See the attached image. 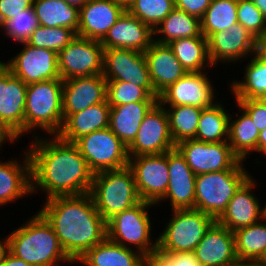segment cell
<instances>
[{
  "instance_id": "6da1fadb",
  "label": "cell",
  "mask_w": 266,
  "mask_h": 266,
  "mask_svg": "<svg viewBox=\"0 0 266 266\" xmlns=\"http://www.w3.org/2000/svg\"><path fill=\"white\" fill-rule=\"evenodd\" d=\"M52 138L48 141L35 136L31 149H28L31 192H36V188L40 187L47 193V199L89 193L94 173L77 145L62 140L58 135H53Z\"/></svg>"
},
{
  "instance_id": "7a4b0ae2",
  "label": "cell",
  "mask_w": 266,
  "mask_h": 266,
  "mask_svg": "<svg viewBox=\"0 0 266 266\" xmlns=\"http://www.w3.org/2000/svg\"><path fill=\"white\" fill-rule=\"evenodd\" d=\"M45 202L39 213L52 226L73 262L107 238L106 221L95 208L90 193L55 196Z\"/></svg>"
},
{
  "instance_id": "3957f363",
  "label": "cell",
  "mask_w": 266,
  "mask_h": 266,
  "mask_svg": "<svg viewBox=\"0 0 266 266\" xmlns=\"http://www.w3.org/2000/svg\"><path fill=\"white\" fill-rule=\"evenodd\" d=\"M7 239L9 252L32 266H60V261L73 263L52 226L39 212L11 232Z\"/></svg>"
},
{
  "instance_id": "277c9868",
  "label": "cell",
  "mask_w": 266,
  "mask_h": 266,
  "mask_svg": "<svg viewBox=\"0 0 266 266\" xmlns=\"http://www.w3.org/2000/svg\"><path fill=\"white\" fill-rule=\"evenodd\" d=\"M62 102V79L27 84L24 133L39 127L52 136L57 135L64 122Z\"/></svg>"
},
{
  "instance_id": "5b68a950",
  "label": "cell",
  "mask_w": 266,
  "mask_h": 266,
  "mask_svg": "<svg viewBox=\"0 0 266 266\" xmlns=\"http://www.w3.org/2000/svg\"><path fill=\"white\" fill-rule=\"evenodd\" d=\"M89 193L95 208L106 222L141 201L129 166L95 173Z\"/></svg>"
},
{
  "instance_id": "8992f818",
  "label": "cell",
  "mask_w": 266,
  "mask_h": 266,
  "mask_svg": "<svg viewBox=\"0 0 266 266\" xmlns=\"http://www.w3.org/2000/svg\"><path fill=\"white\" fill-rule=\"evenodd\" d=\"M173 217L157 238V250L162 253L194 252L206 231L216 221L196 209H174Z\"/></svg>"
},
{
  "instance_id": "52a82bcc",
  "label": "cell",
  "mask_w": 266,
  "mask_h": 266,
  "mask_svg": "<svg viewBox=\"0 0 266 266\" xmlns=\"http://www.w3.org/2000/svg\"><path fill=\"white\" fill-rule=\"evenodd\" d=\"M249 177L246 170H223L196 175L195 209L217 220Z\"/></svg>"
},
{
  "instance_id": "ba28073f",
  "label": "cell",
  "mask_w": 266,
  "mask_h": 266,
  "mask_svg": "<svg viewBox=\"0 0 266 266\" xmlns=\"http://www.w3.org/2000/svg\"><path fill=\"white\" fill-rule=\"evenodd\" d=\"M154 204L140 201L106 222L107 239L113 243L131 248L134 245L139 253L148 256L157 250V239L151 242V222L147 209ZM152 243V244H151Z\"/></svg>"
},
{
  "instance_id": "9c48e42d",
  "label": "cell",
  "mask_w": 266,
  "mask_h": 266,
  "mask_svg": "<svg viewBox=\"0 0 266 266\" xmlns=\"http://www.w3.org/2000/svg\"><path fill=\"white\" fill-rule=\"evenodd\" d=\"M75 144L94 174L129 165L127 146L109 127L89 133Z\"/></svg>"
},
{
  "instance_id": "30bf717a",
  "label": "cell",
  "mask_w": 266,
  "mask_h": 266,
  "mask_svg": "<svg viewBox=\"0 0 266 266\" xmlns=\"http://www.w3.org/2000/svg\"><path fill=\"white\" fill-rule=\"evenodd\" d=\"M176 148L196 175L223 170H245L243 161L232 152L228 141L206 143L188 139L179 142Z\"/></svg>"
},
{
  "instance_id": "8fae6325",
  "label": "cell",
  "mask_w": 266,
  "mask_h": 266,
  "mask_svg": "<svg viewBox=\"0 0 266 266\" xmlns=\"http://www.w3.org/2000/svg\"><path fill=\"white\" fill-rule=\"evenodd\" d=\"M102 75L106 81L129 82L144 87L152 96H159L154 91L143 52L132 49H104Z\"/></svg>"
},
{
  "instance_id": "7c38bea8",
  "label": "cell",
  "mask_w": 266,
  "mask_h": 266,
  "mask_svg": "<svg viewBox=\"0 0 266 266\" xmlns=\"http://www.w3.org/2000/svg\"><path fill=\"white\" fill-rule=\"evenodd\" d=\"M103 51L100 41L76 36L58 53L61 79L102 74Z\"/></svg>"
},
{
  "instance_id": "4fadbf2b",
  "label": "cell",
  "mask_w": 266,
  "mask_h": 266,
  "mask_svg": "<svg viewBox=\"0 0 266 266\" xmlns=\"http://www.w3.org/2000/svg\"><path fill=\"white\" fill-rule=\"evenodd\" d=\"M175 147L165 106L157 102L145 115L135 139L127 147L128 156L162 154Z\"/></svg>"
},
{
  "instance_id": "5bb4252c",
  "label": "cell",
  "mask_w": 266,
  "mask_h": 266,
  "mask_svg": "<svg viewBox=\"0 0 266 266\" xmlns=\"http://www.w3.org/2000/svg\"><path fill=\"white\" fill-rule=\"evenodd\" d=\"M128 166L133 171L141 201L154 205L162 201L169 183L167 152L129 157Z\"/></svg>"
},
{
  "instance_id": "9a60e30c",
  "label": "cell",
  "mask_w": 266,
  "mask_h": 266,
  "mask_svg": "<svg viewBox=\"0 0 266 266\" xmlns=\"http://www.w3.org/2000/svg\"><path fill=\"white\" fill-rule=\"evenodd\" d=\"M24 48L7 61L8 70L25 84L61 79L58 69V54L52 50L21 43Z\"/></svg>"
},
{
  "instance_id": "2e32d148",
  "label": "cell",
  "mask_w": 266,
  "mask_h": 266,
  "mask_svg": "<svg viewBox=\"0 0 266 266\" xmlns=\"http://www.w3.org/2000/svg\"><path fill=\"white\" fill-rule=\"evenodd\" d=\"M212 86L206 72H189L163 90L158 102L168 107L190 105L204 109L215 103Z\"/></svg>"
},
{
  "instance_id": "e0dca14e",
  "label": "cell",
  "mask_w": 266,
  "mask_h": 266,
  "mask_svg": "<svg viewBox=\"0 0 266 266\" xmlns=\"http://www.w3.org/2000/svg\"><path fill=\"white\" fill-rule=\"evenodd\" d=\"M107 81L102 74L63 81L62 112L64 121L87 107L106 101Z\"/></svg>"
},
{
  "instance_id": "ac0fdd59",
  "label": "cell",
  "mask_w": 266,
  "mask_h": 266,
  "mask_svg": "<svg viewBox=\"0 0 266 266\" xmlns=\"http://www.w3.org/2000/svg\"><path fill=\"white\" fill-rule=\"evenodd\" d=\"M255 39L240 23L231 25L225 31L213 33L208 38V54L212 66L218 61L235 62L242 57L254 55Z\"/></svg>"
},
{
  "instance_id": "d6986e66",
  "label": "cell",
  "mask_w": 266,
  "mask_h": 266,
  "mask_svg": "<svg viewBox=\"0 0 266 266\" xmlns=\"http://www.w3.org/2000/svg\"><path fill=\"white\" fill-rule=\"evenodd\" d=\"M169 183L162 199H170L172 210L195 209L196 174L175 147L167 151Z\"/></svg>"
},
{
  "instance_id": "ffe728a7",
  "label": "cell",
  "mask_w": 266,
  "mask_h": 266,
  "mask_svg": "<svg viewBox=\"0 0 266 266\" xmlns=\"http://www.w3.org/2000/svg\"><path fill=\"white\" fill-rule=\"evenodd\" d=\"M253 177H249L229 201L227 209L216 220L230 231L252 225L266 217V206L263 208L251 191L255 186ZM262 208V209H261Z\"/></svg>"
},
{
  "instance_id": "44dd1931",
  "label": "cell",
  "mask_w": 266,
  "mask_h": 266,
  "mask_svg": "<svg viewBox=\"0 0 266 266\" xmlns=\"http://www.w3.org/2000/svg\"><path fill=\"white\" fill-rule=\"evenodd\" d=\"M125 10L118 0H89L79 10L77 36L101 41Z\"/></svg>"
},
{
  "instance_id": "7402d4cb",
  "label": "cell",
  "mask_w": 266,
  "mask_h": 266,
  "mask_svg": "<svg viewBox=\"0 0 266 266\" xmlns=\"http://www.w3.org/2000/svg\"><path fill=\"white\" fill-rule=\"evenodd\" d=\"M154 31L127 10L100 41L104 49H132L145 52L154 41Z\"/></svg>"
},
{
  "instance_id": "603a6c76",
  "label": "cell",
  "mask_w": 266,
  "mask_h": 266,
  "mask_svg": "<svg viewBox=\"0 0 266 266\" xmlns=\"http://www.w3.org/2000/svg\"><path fill=\"white\" fill-rule=\"evenodd\" d=\"M202 266H231L238 261L234 232L215 221L194 250Z\"/></svg>"
},
{
  "instance_id": "cb8c5ba5",
  "label": "cell",
  "mask_w": 266,
  "mask_h": 266,
  "mask_svg": "<svg viewBox=\"0 0 266 266\" xmlns=\"http://www.w3.org/2000/svg\"><path fill=\"white\" fill-rule=\"evenodd\" d=\"M27 84L8 69L0 77V119L20 138L24 134Z\"/></svg>"
},
{
  "instance_id": "d4e9b609",
  "label": "cell",
  "mask_w": 266,
  "mask_h": 266,
  "mask_svg": "<svg viewBox=\"0 0 266 266\" xmlns=\"http://www.w3.org/2000/svg\"><path fill=\"white\" fill-rule=\"evenodd\" d=\"M143 53L154 91L158 95L187 73L168 44L153 41Z\"/></svg>"
},
{
  "instance_id": "484cf974",
  "label": "cell",
  "mask_w": 266,
  "mask_h": 266,
  "mask_svg": "<svg viewBox=\"0 0 266 266\" xmlns=\"http://www.w3.org/2000/svg\"><path fill=\"white\" fill-rule=\"evenodd\" d=\"M110 108L106 100L71 114L57 135L64 141L75 143L89 133L109 127Z\"/></svg>"
},
{
  "instance_id": "4316f807",
  "label": "cell",
  "mask_w": 266,
  "mask_h": 266,
  "mask_svg": "<svg viewBox=\"0 0 266 266\" xmlns=\"http://www.w3.org/2000/svg\"><path fill=\"white\" fill-rule=\"evenodd\" d=\"M23 164L12 159L0 162V206L31 192V162L28 152Z\"/></svg>"
},
{
  "instance_id": "83f0119b",
  "label": "cell",
  "mask_w": 266,
  "mask_h": 266,
  "mask_svg": "<svg viewBox=\"0 0 266 266\" xmlns=\"http://www.w3.org/2000/svg\"><path fill=\"white\" fill-rule=\"evenodd\" d=\"M158 101L133 102L110 108L109 128L128 147L145 115Z\"/></svg>"
},
{
  "instance_id": "f1b7e54d",
  "label": "cell",
  "mask_w": 266,
  "mask_h": 266,
  "mask_svg": "<svg viewBox=\"0 0 266 266\" xmlns=\"http://www.w3.org/2000/svg\"><path fill=\"white\" fill-rule=\"evenodd\" d=\"M86 266H145V256L107 238L89 249L79 260Z\"/></svg>"
},
{
  "instance_id": "f546056e",
  "label": "cell",
  "mask_w": 266,
  "mask_h": 266,
  "mask_svg": "<svg viewBox=\"0 0 266 266\" xmlns=\"http://www.w3.org/2000/svg\"><path fill=\"white\" fill-rule=\"evenodd\" d=\"M35 15L40 26L67 27L76 34L79 26V9L64 0H33Z\"/></svg>"
},
{
  "instance_id": "4dcf8cb0",
  "label": "cell",
  "mask_w": 266,
  "mask_h": 266,
  "mask_svg": "<svg viewBox=\"0 0 266 266\" xmlns=\"http://www.w3.org/2000/svg\"><path fill=\"white\" fill-rule=\"evenodd\" d=\"M157 27L154 35L161 33L162 37L154 41L161 44H168L180 38L204 37L201 31V19L177 8H174Z\"/></svg>"
},
{
  "instance_id": "1f68e13d",
  "label": "cell",
  "mask_w": 266,
  "mask_h": 266,
  "mask_svg": "<svg viewBox=\"0 0 266 266\" xmlns=\"http://www.w3.org/2000/svg\"><path fill=\"white\" fill-rule=\"evenodd\" d=\"M266 221V217L264 218ZM238 261H262L266 256V223L257 222L234 231Z\"/></svg>"
},
{
  "instance_id": "d6a6232c",
  "label": "cell",
  "mask_w": 266,
  "mask_h": 266,
  "mask_svg": "<svg viewBox=\"0 0 266 266\" xmlns=\"http://www.w3.org/2000/svg\"><path fill=\"white\" fill-rule=\"evenodd\" d=\"M168 45L187 73L202 72L208 64L212 67L208 54V39L205 37L180 38L169 42Z\"/></svg>"
},
{
  "instance_id": "836d02e7",
  "label": "cell",
  "mask_w": 266,
  "mask_h": 266,
  "mask_svg": "<svg viewBox=\"0 0 266 266\" xmlns=\"http://www.w3.org/2000/svg\"><path fill=\"white\" fill-rule=\"evenodd\" d=\"M243 111V112H241ZM240 115L236 120H231L229 116L228 143L232 152L240 159L246 160V156L250 151H258L259 130L252 122L250 116L240 110Z\"/></svg>"
},
{
  "instance_id": "e575fe53",
  "label": "cell",
  "mask_w": 266,
  "mask_h": 266,
  "mask_svg": "<svg viewBox=\"0 0 266 266\" xmlns=\"http://www.w3.org/2000/svg\"><path fill=\"white\" fill-rule=\"evenodd\" d=\"M202 109L195 140L206 143L228 141L229 114L220 103Z\"/></svg>"
},
{
  "instance_id": "d590c367",
  "label": "cell",
  "mask_w": 266,
  "mask_h": 266,
  "mask_svg": "<svg viewBox=\"0 0 266 266\" xmlns=\"http://www.w3.org/2000/svg\"><path fill=\"white\" fill-rule=\"evenodd\" d=\"M168 108L165 107V110L168 115L170 134L175 145L184 140L195 139L202 108L190 105Z\"/></svg>"
},
{
  "instance_id": "8d00e7d4",
  "label": "cell",
  "mask_w": 266,
  "mask_h": 266,
  "mask_svg": "<svg viewBox=\"0 0 266 266\" xmlns=\"http://www.w3.org/2000/svg\"><path fill=\"white\" fill-rule=\"evenodd\" d=\"M238 0H211L201 18L202 35L208 39L213 33L227 30L237 20Z\"/></svg>"
},
{
  "instance_id": "74e56055",
  "label": "cell",
  "mask_w": 266,
  "mask_h": 266,
  "mask_svg": "<svg viewBox=\"0 0 266 266\" xmlns=\"http://www.w3.org/2000/svg\"><path fill=\"white\" fill-rule=\"evenodd\" d=\"M245 70L243 81L232 82L231 88L235 99L266 98V64L254 55Z\"/></svg>"
},
{
  "instance_id": "f35d334b",
  "label": "cell",
  "mask_w": 266,
  "mask_h": 266,
  "mask_svg": "<svg viewBox=\"0 0 266 266\" xmlns=\"http://www.w3.org/2000/svg\"><path fill=\"white\" fill-rule=\"evenodd\" d=\"M174 8V0H134L126 10L154 31Z\"/></svg>"
},
{
  "instance_id": "ab89813d",
  "label": "cell",
  "mask_w": 266,
  "mask_h": 266,
  "mask_svg": "<svg viewBox=\"0 0 266 266\" xmlns=\"http://www.w3.org/2000/svg\"><path fill=\"white\" fill-rule=\"evenodd\" d=\"M77 34L67 27L38 26L26 43L32 47L49 49L57 54L64 49Z\"/></svg>"
},
{
  "instance_id": "60d3db41",
  "label": "cell",
  "mask_w": 266,
  "mask_h": 266,
  "mask_svg": "<svg viewBox=\"0 0 266 266\" xmlns=\"http://www.w3.org/2000/svg\"><path fill=\"white\" fill-rule=\"evenodd\" d=\"M144 87L124 81H107L106 100L110 107L133 102L158 101Z\"/></svg>"
},
{
  "instance_id": "b9f144b4",
  "label": "cell",
  "mask_w": 266,
  "mask_h": 266,
  "mask_svg": "<svg viewBox=\"0 0 266 266\" xmlns=\"http://www.w3.org/2000/svg\"><path fill=\"white\" fill-rule=\"evenodd\" d=\"M38 26L39 21L35 15L34 8L30 7L5 21L0 28L4 29L5 35H8L15 42L23 43L30 38Z\"/></svg>"
},
{
  "instance_id": "7bdbcfd3",
  "label": "cell",
  "mask_w": 266,
  "mask_h": 266,
  "mask_svg": "<svg viewBox=\"0 0 266 266\" xmlns=\"http://www.w3.org/2000/svg\"><path fill=\"white\" fill-rule=\"evenodd\" d=\"M237 20L254 37L266 35V18L251 0H238Z\"/></svg>"
},
{
  "instance_id": "ee69618b",
  "label": "cell",
  "mask_w": 266,
  "mask_h": 266,
  "mask_svg": "<svg viewBox=\"0 0 266 266\" xmlns=\"http://www.w3.org/2000/svg\"><path fill=\"white\" fill-rule=\"evenodd\" d=\"M145 266H202L194 252L165 254L159 250L145 257Z\"/></svg>"
},
{
  "instance_id": "f6af8a7d",
  "label": "cell",
  "mask_w": 266,
  "mask_h": 266,
  "mask_svg": "<svg viewBox=\"0 0 266 266\" xmlns=\"http://www.w3.org/2000/svg\"><path fill=\"white\" fill-rule=\"evenodd\" d=\"M235 100L237 106L250 116L259 132L266 129V98Z\"/></svg>"
},
{
  "instance_id": "bcb514c9",
  "label": "cell",
  "mask_w": 266,
  "mask_h": 266,
  "mask_svg": "<svg viewBox=\"0 0 266 266\" xmlns=\"http://www.w3.org/2000/svg\"><path fill=\"white\" fill-rule=\"evenodd\" d=\"M33 6V0H0V26L21 11Z\"/></svg>"
},
{
  "instance_id": "7dc6e473",
  "label": "cell",
  "mask_w": 266,
  "mask_h": 266,
  "mask_svg": "<svg viewBox=\"0 0 266 266\" xmlns=\"http://www.w3.org/2000/svg\"><path fill=\"white\" fill-rule=\"evenodd\" d=\"M210 3L211 0H174L175 8L200 19L203 17Z\"/></svg>"
},
{
  "instance_id": "c3c4849f",
  "label": "cell",
  "mask_w": 266,
  "mask_h": 266,
  "mask_svg": "<svg viewBox=\"0 0 266 266\" xmlns=\"http://www.w3.org/2000/svg\"><path fill=\"white\" fill-rule=\"evenodd\" d=\"M254 56L259 61L266 64V35L256 37Z\"/></svg>"
},
{
  "instance_id": "681fc988",
  "label": "cell",
  "mask_w": 266,
  "mask_h": 266,
  "mask_svg": "<svg viewBox=\"0 0 266 266\" xmlns=\"http://www.w3.org/2000/svg\"><path fill=\"white\" fill-rule=\"evenodd\" d=\"M17 138L18 137L0 119V147H2L1 145L6 141L15 142Z\"/></svg>"
},
{
  "instance_id": "f907efd6",
  "label": "cell",
  "mask_w": 266,
  "mask_h": 266,
  "mask_svg": "<svg viewBox=\"0 0 266 266\" xmlns=\"http://www.w3.org/2000/svg\"><path fill=\"white\" fill-rule=\"evenodd\" d=\"M1 266H32L22 259L15 257L13 254L8 252L3 260Z\"/></svg>"
},
{
  "instance_id": "816d5d0a",
  "label": "cell",
  "mask_w": 266,
  "mask_h": 266,
  "mask_svg": "<svg viewBox=\"0 0 266 266\" xmlns=\"http://www.w3.org/2000/svg\"><path fill=\"white\" fill-rule=\"evenodd\" d=\"M258 152L266 155V129L260 131L258 137Z\"/></svg>"
},
{
  "instance_id": "f5cc1de1",
  "label": "cell",
  "mask_w": 266,
  "mask_h": 266,
  "mask_svg": "<svg viewBox=\"0 0 266 266\" xmlns=\"http://www.w3.org/2000/svg\"><path fill=\"white\" fill-rule=\"evenodd\" d=\"M5 240H0V266L3 263V260L6 256V254L9 252V242L7 238H4ZM2 241V242H1Z\"/></svg>"
},
{
  "instance_id": "db71d44e",
  "label": "cell",
  "mask_w": 266,
  "mask_h": 266,
  "mask_svg": "<svg viewBox=\"0 0 266 266\" xmlns=\"http://www.w3.org/2000/svg\"><path fill=\"white\" fill-rule=\"evenodd\" d=\"M231 266H265L261 261H237Z\"/></svg>"
},
{
  "instance_id": "11a10c76",
  "label": "cell",
  "mask_w": 266,
  "mask_h": 266,
  "mask_svg": "<svg viewBox=\"0 0 266 266\" xmlns=\"http://www.w3.org/2000/svg\"><path fill=\"white\" fill-rule=\"evenodd\" d=\"M67 4L81 9L89 0H64Z\"/></svg>"
},
{
  "instance_id": "9f6ffc18",
  "label": "cell",
  "mask_w": 266,
  "mask_h": 266,
  "mask_svg": "<svg viewBox=\"0 0 266 266\" xmlns=\"http://www.w3.org/2000/svg\"><path fill=\"white\" fill-rule=\"evenodd\" d=\"M256 7L262 12L263 16L266 18V0H251Z\"/></svg>"
},
{
  "instance_id": "6f0895ef",
  "label": "cell",
  "mask_w": 266,
  "mask_h": 266,
  "mask_svg": "<svg viewBox=\"0 0 266 266\" xmlns=\"http://www.w3.org/2000/svg\"><path fill=\"white\" fill-rule=\"evenodd\" d=\"M8 69V63L1 62L0 60V77L4 74V72Z\"/></svg>"
},
{
  "instance_id": "680465c9",
  "label": "cell",
  "mask_w": 266,
  "mask_h": 266,
  "mask_svg": "<svg viewBox=\"0 0 266 266\" xmlns=\"http://www.w3.org/2000/svg\"><path fill=\"white\" fill-rule=\"evenodd\" d=\"M125 8L128 7L134 0H118Z\"/></svg>"
},
{
  "instance_id": "91938a15",
  "label": "cell",
  "mask_w": 266,
  "mask_h": 266,
  "mask_svg": "<svg viewBox=\"0 0 266 266\" xmlns=\"http://www.w3.org/2000/svg\"><path fill=\"white\" fill-rule=\"evenodd\" d=\"M261 262L266 266V256Z\"/></svg>"
}]
</instances>
